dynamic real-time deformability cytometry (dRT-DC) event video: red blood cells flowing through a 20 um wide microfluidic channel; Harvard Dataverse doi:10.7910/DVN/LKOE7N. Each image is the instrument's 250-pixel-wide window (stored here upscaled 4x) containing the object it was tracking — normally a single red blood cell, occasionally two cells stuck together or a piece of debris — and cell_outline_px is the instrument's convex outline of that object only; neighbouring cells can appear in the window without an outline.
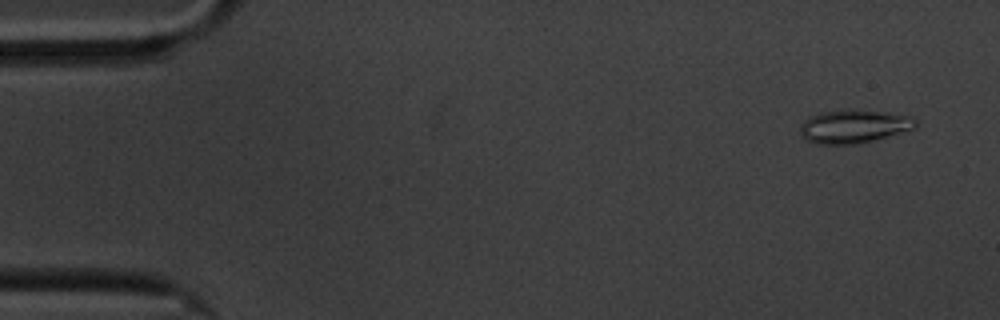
{"species": "common noctule bat (a hibernating species)", "species_latin": "Nyctalus noctula", "temperature_condition": "cold", "stored_images_in_passage": 60, "camera_frame_rate_fps": 3000, "um_per_image_px": 0.085, "animal": {"sex": "male", "body_mass_g": 20.1, "forearm_length_mm": 53.5}, "frame": {"image": 1, "passage_image": 4, "time_ms": 1.0, "image_size_px": [1000, 320], "cell_outline_px": [[916, 124], [912, 128], [860, 144], [816, 144], [804, 140], [800, 132], [800, 124], [808, 116], [820, 112], [844, 108], [848, 108], [880, 112], [908, 116], [916, 120]], "centroid_in_image_um": [72.44, 10.73], "position_along_channel_um": 12.6, "area_um2": 22.43}}
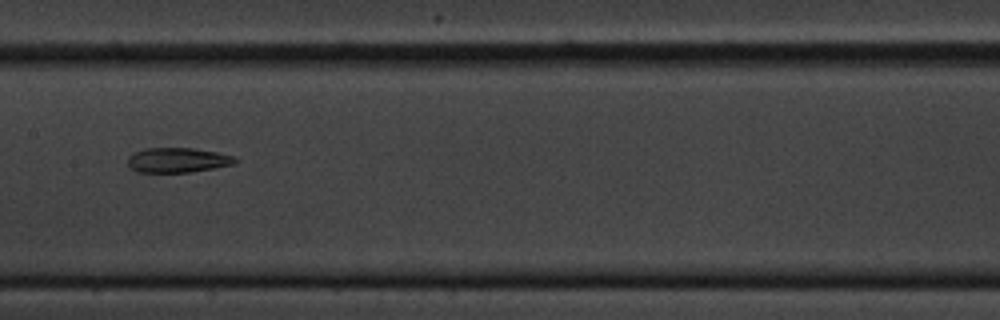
{"frame": {"image": 2, "passage_image": 30, "time_ms": 9.667, "image_size_px": [1000, 320], "cell_outline_px": [[236, 164], [192, 172], [136, 172], [128, 168], [128, 156], [144, 148], [196, 148], [236, 156]], "centroid_in_image_um": [15.1, 13.61], "position_along_channel_um": 192.3, "area_um2": 15.72}}
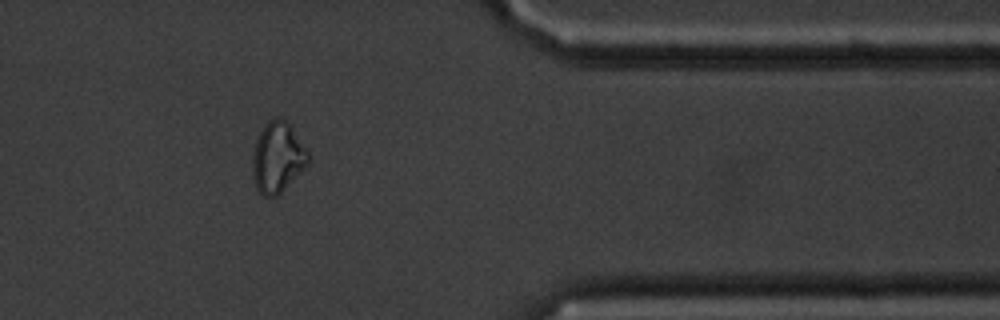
{"frame": {"image": 3, "passage_image": 49, "time_ms": 16.0, "image_size_px": [1000, 320], "cell_outline_px": [[312, 160], [276, 196], [264, 196], [256, 188], [252, 168], [252, 160], [256, 140], [264, 124], [268, 120], [276, 116], [280, 116], [292, 128], [312, 156]], "centroid_in_image_um": [23.61, 13.34], "position_along_channel_um": 387.8, "area_um2": 22.77}, "authors_computed_cell_mechanics": {"area_um2": 19.5075, "velocity_mm_per_s": 3.3725, "shape_relaxation_time_tau1_ms": null, "shape_relaxation_time_tau2_ms": 3.4105, "deformation_change_tau1": null, "deformation_change_tau2": 0.1179}}